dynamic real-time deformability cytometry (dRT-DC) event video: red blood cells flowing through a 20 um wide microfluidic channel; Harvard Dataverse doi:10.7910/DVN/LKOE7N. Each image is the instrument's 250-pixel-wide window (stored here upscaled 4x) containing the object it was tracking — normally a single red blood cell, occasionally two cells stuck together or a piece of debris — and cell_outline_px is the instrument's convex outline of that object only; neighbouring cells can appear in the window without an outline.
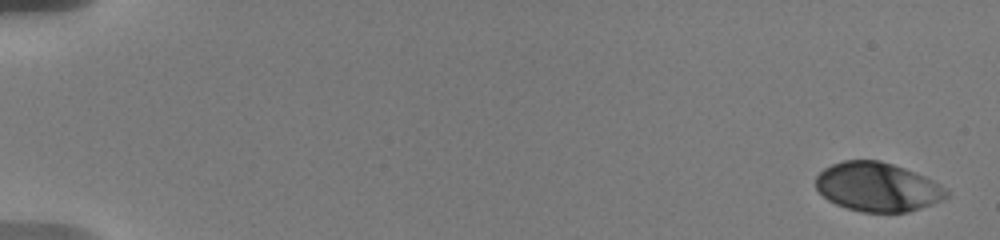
{"species": "human", "species_latin": "Homo sapiens", "temperature_condition": "warm", "stored_images_in_passage": 26, "camera_frame_rate_fps": 3000, "um_per_image_px": 0.085, "donor": {"sex": "male"}, "frame": {"image": 1, "passage_image": 1, "time_ms": 0.0, "image_size_px": [1000, 240], "cell_outline_px": [[948, 196], [940, 200], [920, 208], [908, 212], [860, 212], [836, 204], [828, 200], [816, 188], [816, 176], [824, 168], [832, 164], [844, 160], [880, 160], [904, 168], [924, 176], [940, 184], [948, 192]], "centroid_in_image_um": [74.56, 15.89], "position_along_channel_um": 10.4, "area_um2": 37.05}}
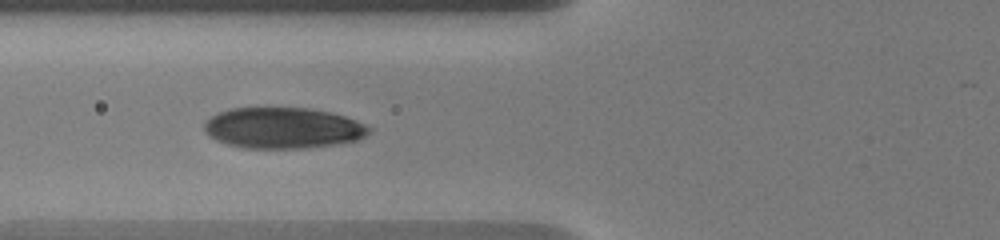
{"frame": {"image": 2, "passage_image": 16, "time_ms": 7.333, "image_size_px": [1000, 240], "cell_outline_px": [[372, 128], [364, 136], [356, 140], [336, 144], [308, 148], [244, 148], [228, 144], [216, 140], [208, 136], [204, 128], [204, 124], [216, 112], [228, 108], [312, 108], [332, 112], [356, 120]], "centroid_in_image_um": [24.04, 10.87], "position_along_channel_um": 101.8, "area_um2": 39.42}}
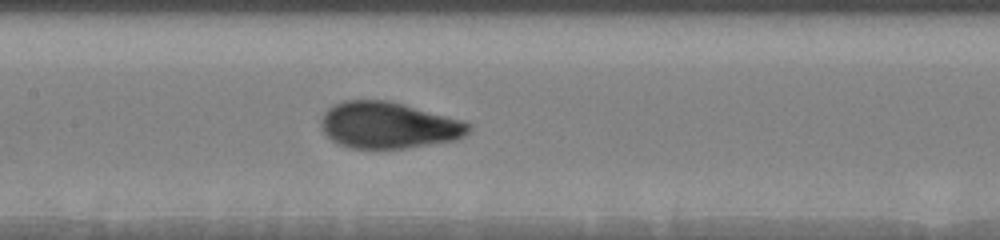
{"frame": {"image": 3, "passage_image": 25, "time_ms": 9.333, "image_size_px": [1000, 240], "cell_outline_px": [[472, 128], [464, 136], [456, 140], [404, 148], [352, 148], [340, 144], [332, 140], [320, 128], [320, 116], [332, 104], [344, 100], [388, 100], [404, 104], [464, 120], [472, 124]], "centroid_in_image_um": [33.02, 10.63], "position_along_channel_um": 174.4, "area_um2": 40.23}}